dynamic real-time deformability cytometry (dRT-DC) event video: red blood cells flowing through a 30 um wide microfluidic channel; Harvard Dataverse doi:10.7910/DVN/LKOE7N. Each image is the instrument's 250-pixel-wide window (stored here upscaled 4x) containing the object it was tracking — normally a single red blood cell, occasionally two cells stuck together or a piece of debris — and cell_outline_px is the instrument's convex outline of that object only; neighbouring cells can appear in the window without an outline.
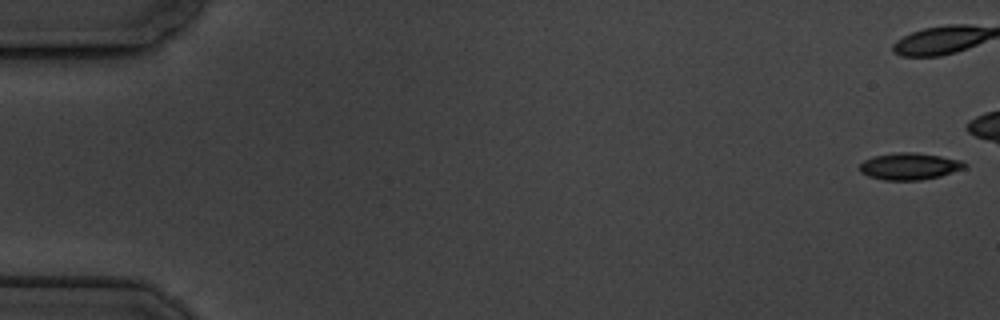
{"species": "common noctule bat (a hibernating species)", "species_latin": "Nyctalus noctula", "temperature_condition": "cold", "stored_images_in_passage": 7, "camera_frame_rate_fps": 3000, "um_per_image_px": 0.085, "animal": {"sex": "male", "body_mass_g": 19.5, "forearm_length_mm": 54.6}, "frame": {"image": 1, "passage_image": 1, "time_ms": 0.0, "image_size_px": [1000, 320], "cell_outline_px": [[968, 168], [940, 176], [920, 180], [884, 180], [868, 176], [860, 172], [860, 164], [864, 160], [872, 156], [896, 152], [916, 152], [940, 156], [960, 160], [968, 164]], "centroid_in_image_um": [77.32, 14.13], "position_along_channel_um": 7.7, "area_um2": 16.59}}